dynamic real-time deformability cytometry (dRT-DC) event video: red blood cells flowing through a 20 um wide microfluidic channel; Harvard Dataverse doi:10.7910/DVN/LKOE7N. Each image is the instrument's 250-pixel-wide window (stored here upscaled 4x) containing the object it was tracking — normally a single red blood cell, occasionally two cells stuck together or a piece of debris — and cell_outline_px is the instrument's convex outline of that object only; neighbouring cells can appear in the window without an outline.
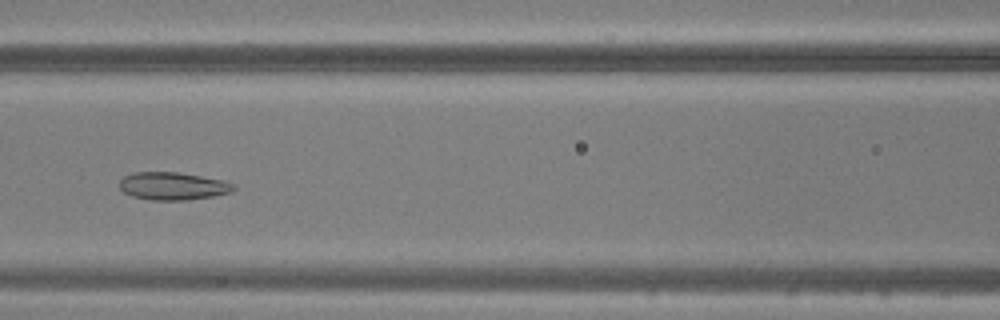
{"species": "common noctule bat (a hibernating species)", "species_latin": "Nyctalus noctula", "temperature_condition": "warm", "stored_images_in_passage": 39, "camera_frame_rate_fps": 3000, "um_per_image_px": 0.085, "animal": {"sex": "male", "body_mass_g": 20.5, "forearm_length_mm": 52.5}, "frame": {"image": 1, "passage_image": 13, "time_ms": 4.0, "image_size_px": [1000, 320], "cell_outline_px": [[236, 188], [232, 192], [212, 196], [188, 200], [152, 200], [132, 196], [124, 192], [120, 188], [120, 180], [124, 176], [132, 172], [176, 172], [200, 176], [220, 180], [236, 184]], "centroid_in_image_um": [14.69, 15.81], "position_along_channel_um": 151.9, "area_um2": 18.38}}
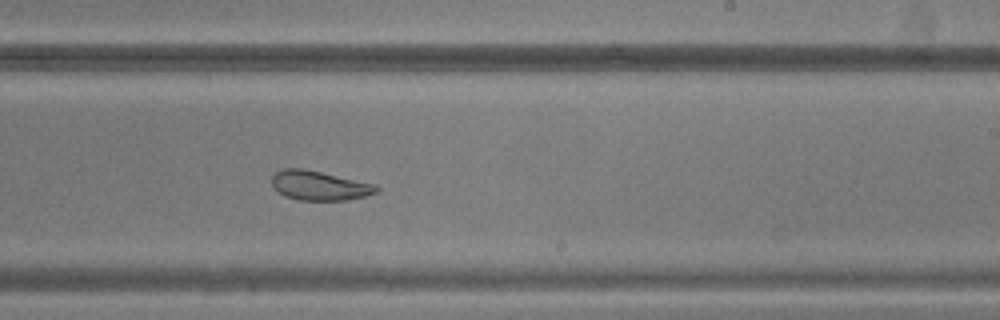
{"frame": {"image": 2, "passage_image": 21, "time_ms": 6.667, "image_size_px": [1000, 320], "cell_outline_px": [[380, 188], [376, 192], [364, 196], [348, 200], [300, 200], [284, 196], [272, 184], [272, 176], [276, 172], [284, 168], [304, 168], [376, 184]], "centroid_in_image_um": [27.16, 15.77], "position_along_channel_um": 261.8, "area_um2": 17.86}}
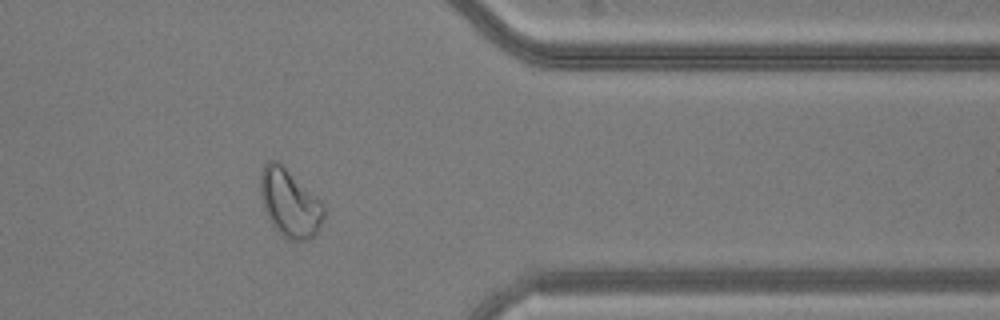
{"frame": {"image": 3, "passage_image": 31, "time_ms": 10.0, "image_size_px": [1000, 320], "cell_outline_px": [[324, 216], [316, 232], [308, 240], [288, 240], [272, 224], [264, 208], [260, 192], [260, 172], [264, 164], [268, 160], [276, 160], [284, 164], [324, 204]], "centroid_in_image_um": [24.61, 17.2], "position_along_channel_um": 386.8, "area_um2": 25.03}}